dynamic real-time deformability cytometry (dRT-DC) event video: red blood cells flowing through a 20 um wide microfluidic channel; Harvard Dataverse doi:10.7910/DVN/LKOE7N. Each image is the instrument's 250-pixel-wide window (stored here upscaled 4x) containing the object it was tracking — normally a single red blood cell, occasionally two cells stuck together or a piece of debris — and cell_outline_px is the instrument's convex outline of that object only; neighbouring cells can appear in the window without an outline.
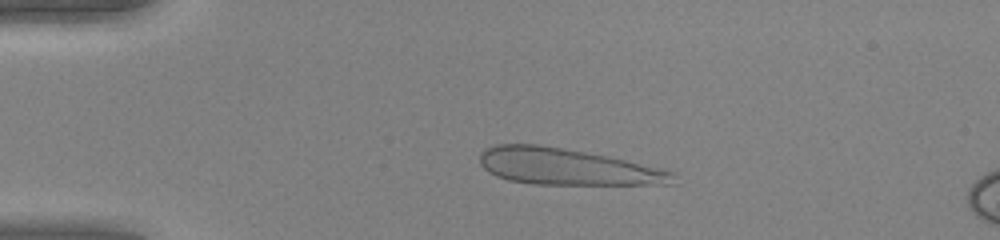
{"species": "human", "species_latin": "Homo sapiens", "temperature_condition": "warm", "stored_images_in_passage": 48, "camera_frame_rate_fps": 3000, "um_per_image_px": 0.085, "donor": {"sex": "female"}, "frame": {"image": 1, "passage_image": 10, "time_ms": 3.0, "image_size_px": [1000, 240], "cell_outline_px": [[676, 184], [532, 184], [508, 180], [496, 176], [488, 172], [480, 164], [480, 152], [484, 148], [496, 144], [536, 144], [584, 152], [664, 168], [676, 172]], "centroid_in_image_um": [48.2, 14.18], "position_along_channel_um": 36.8, "area_um2": 41.04}}
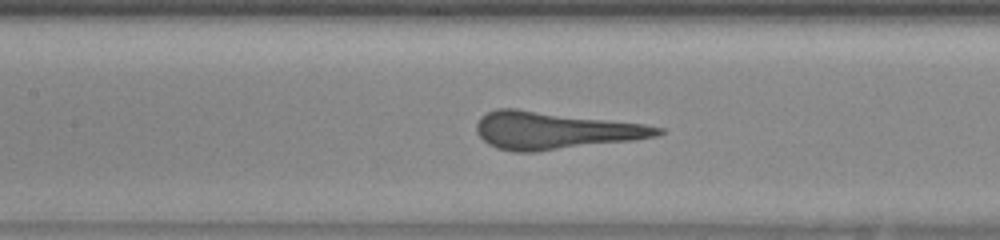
{"frame": {"image": 2, "passage_image": 22, "time_ms": 7.0, "image_size_px": [1000, 240], "cell_outline_px": [[664, 132], [656, 136], [636, 140], [536, 152], [512, 152], [496, 148], [488, 144], [476, 132], [476, 124], [480, 116], [496, 108], [516, 108], [644, 124], [664, 128]], "centroid_in_image_um": [47.13, 11.09], "position_along_channel_um": 160.3, "area_um2": 39.77}}
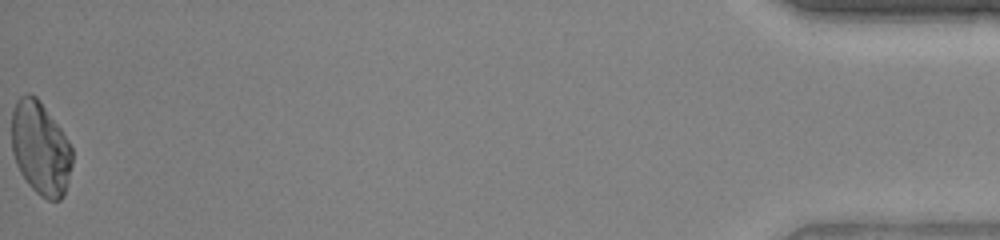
{"frame": {"image": 3, "passage_image": 48, "time_ms": 15.667, "image_size_px": [1000, 240], "cell_outline_px": [[72, 164], [64, 196], [60, 200], [48, 200], [40, 196], [28, 184], [20, 172], [16, 164], [12, 152], [12, 112], [16, 100], [20, 96], [28, 92], [36, 96], [40, 100], [60, 128], [68, 140], [72, 148]], "centroid_in_image_um": [3.43, 12.6], "position_along_channel_um": 431.8, "area_um2": 33.12}}